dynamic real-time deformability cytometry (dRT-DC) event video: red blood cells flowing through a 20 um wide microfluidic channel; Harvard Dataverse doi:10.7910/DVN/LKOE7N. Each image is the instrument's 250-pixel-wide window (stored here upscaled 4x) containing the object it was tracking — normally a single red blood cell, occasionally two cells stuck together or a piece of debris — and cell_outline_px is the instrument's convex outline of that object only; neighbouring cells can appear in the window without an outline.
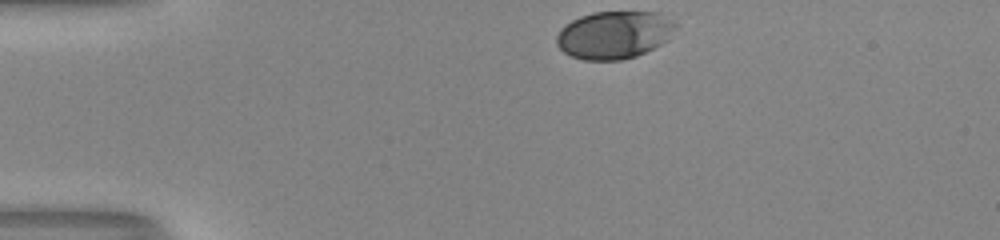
{"species": "human", "species_latin": "Homo sapiens", "temperature_condition": "room temperature", "stored_images_in_passage": 33, "camera_frame_rate_fps": 3000, "um_per_image_px": 0.085, "donor": {"sex": "male"}, "frame": {"image": 1, "passage_image": 1, "time_ms": 0.0, "image_size_px": [1000, 240], "cell_outline_px": [[676, 24], [668, 40], [636, 56], [620, 60], [584, 60], [572, 56], [564, 52], [556, 44], [556, 36], [560, 28], [572, 20], [580, 16], [592, 12], [656, 12]], "centroid_in_image_um": [52.15, 2.96], "position_along_channel_um": 32.9, "area_um2": 32.77}}
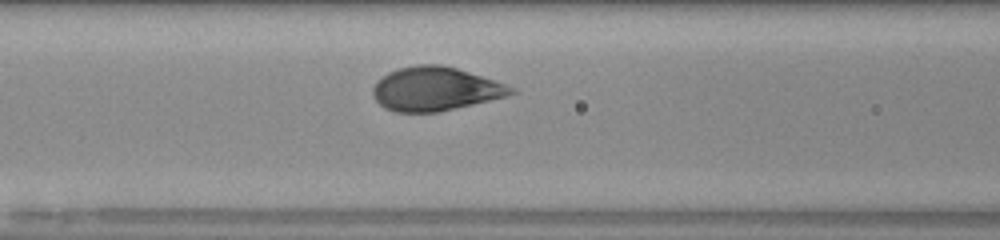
{"frame": {"image": 2, "passage_image": 13, "time_ms": 4.0, "image_size_px": [1000, 240], "cell_outline_px": [[520, 92], [440, 112], [396, 112], [384, 108], [376, 100], [372, 92], [372, 88], [388, 72], [396, 68], [416, 64], [440, 64], [456, 68], [516, 88]], "centroid_in_image_um": [36.97, 7.56], "position_along_channel_um": 129.6, "area_um2": 34.91}}
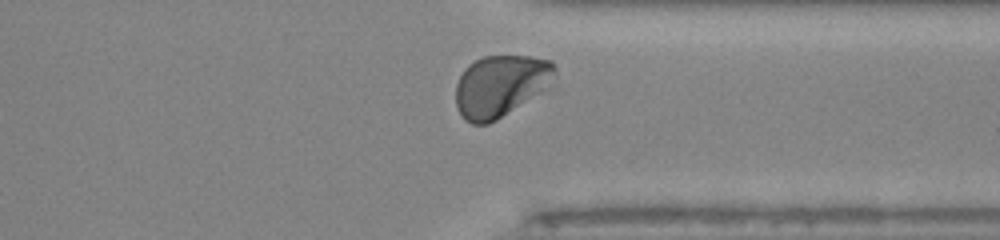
{"frame": {"image": 3, "passage_image": 31, "time_ms": 10.0, "image_size_px": [1000, 240], "cell_outline_px": [[556, 72], [544, 88], [540, 92], [496, 120], [488, 124], [472, 124], [464, 120], [456, 104], [456, 84], [464, 68], [468, 64], [484, 56], [528, 56], [552, 60], [556, 68]], "centroid_in_image_um": [42.5, 7.28], "position_along_channel_um": 368.9, "area_um2": 35.2}, "authors_computed_cell_mechanics": {"area_um2": 34.9112, "velocity_mm_per_s": 3.985, "shape_relaxation_time_tau1_ms": 2.1748, "shape_relaxation_time_tau2_ms": null, "deformation_change_tau1": 0.1372, "deformation_change_tau2": null}}